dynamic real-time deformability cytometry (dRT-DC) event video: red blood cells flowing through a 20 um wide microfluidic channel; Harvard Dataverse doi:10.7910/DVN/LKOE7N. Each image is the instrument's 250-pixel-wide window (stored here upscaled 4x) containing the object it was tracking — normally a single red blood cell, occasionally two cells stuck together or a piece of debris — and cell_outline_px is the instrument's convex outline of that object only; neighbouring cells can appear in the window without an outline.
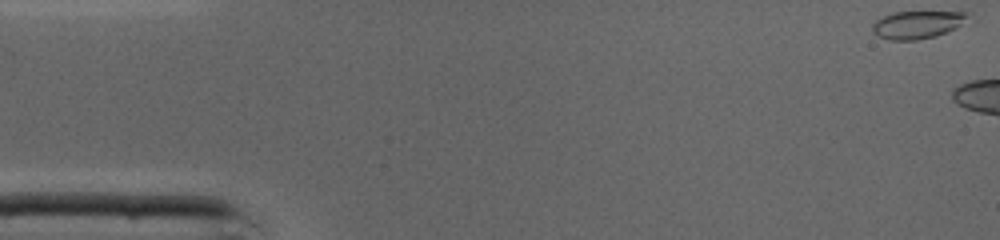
{"species": "common noctule bat (a hibernating species)", "species_latin": "Nyctalus noctula", "temperature_condition": "cold", "stored_images_in_passage": 5, "camera_frame_rate_fps": 3000, "um_per_image_px": 0.085, "animal": {"sex": "male", "body_mass_g": 19.0, "forearm_length_mm": 50.8}, "frame": {"image": 1, "passage_image": 1, "time_ms": 0.0, "image_size_px": [1000, 240], "cell_outline_px": [[964, 16], [960, 24], [956, 28], [932, 36], [916, 40], [888, 40], [872, 32], [872, 24], [876, 20], [884, 16], [896, 12], [964, 12]], "centroid_in_image_um": [77.84, 2.11], "position_along_channel_um": 7.2, "area_um2": 14.74}}